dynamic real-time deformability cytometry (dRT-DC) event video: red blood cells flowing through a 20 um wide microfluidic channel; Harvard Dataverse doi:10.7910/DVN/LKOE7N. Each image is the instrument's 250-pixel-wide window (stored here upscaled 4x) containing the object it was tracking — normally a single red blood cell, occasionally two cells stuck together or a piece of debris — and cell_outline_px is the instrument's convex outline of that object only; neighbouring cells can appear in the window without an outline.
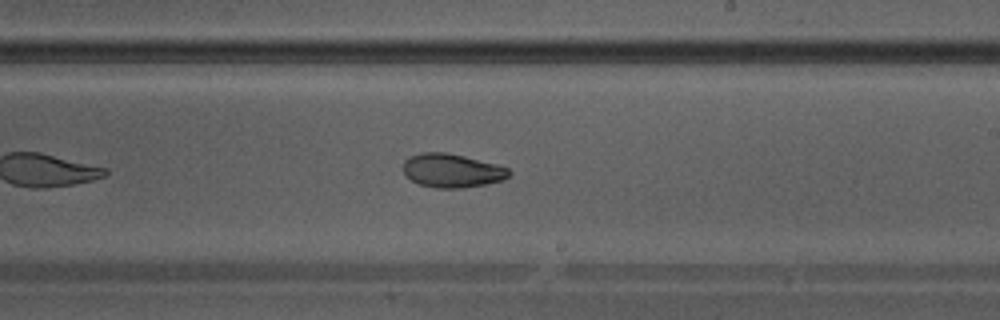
{"species": "Egyptian fruit bat (a non-hibernating species)", "species_latin": "Rousettus aegyptiacus", "temperature_condition": "warm", "stored_images_in_passage": 29, "camera_frame_rate_fps": 3000, "um_per_image_px": 0.085, "animal": {"sex": "male"}, "frame": {"image": 1, "passage_image": 13, "time_ms": 4.0, "image_size_px": [1000, 320], "cell_outline_px": [[512, 172], [504, 180], [488, 184], [460, 188], [436, 188], [420, 184], [404, 176], [404, 160], [408, 156], [420, 152], [444, 152], [464, 156], [496, 164], [508, 168]], "centroid_in_image_um": [38.41, 14.5], "position_along_channel_um": 250.6, "area_um2": 20.92}}